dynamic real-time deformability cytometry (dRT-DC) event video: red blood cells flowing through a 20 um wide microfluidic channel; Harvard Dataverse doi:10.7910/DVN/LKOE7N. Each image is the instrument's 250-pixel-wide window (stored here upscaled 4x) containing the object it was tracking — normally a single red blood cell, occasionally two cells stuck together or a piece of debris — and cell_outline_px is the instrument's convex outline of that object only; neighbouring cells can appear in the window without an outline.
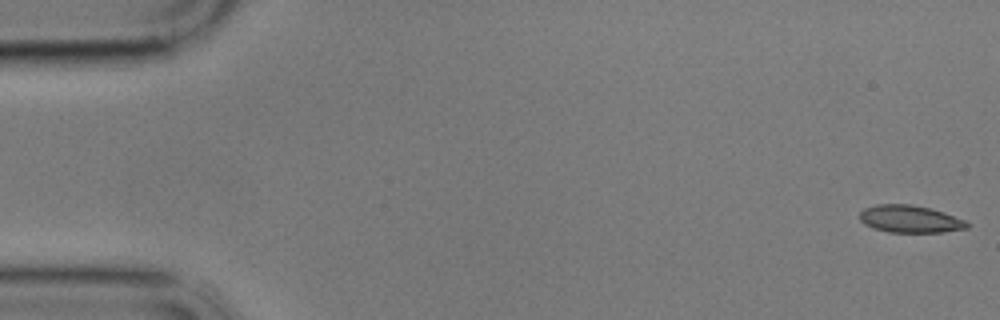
{"species": "common noctule bat (a hibernating species)", "species_latin": "Nyctalus noctula", "temperature_condition": "cold", "stored_images_in_passage": 53, "camera_frame_rate_fps": 3000, "um_per_image_px": 0.085, "animal": {"sex": "male", "body_mass_g": 17.9}, "frame": {"image": 1, "passage_image": 1, "time_ms": 0.0, "image_size_px": [1000, 320], "cell_outline_px": [[968, 228], [944, 232], [888, 232], [872, 228], [864, 224], [860, 220], [860, 212], [864, 208], [876, 204], [912, 204], [944, 212], [964, 220], [968, 224]], "centroid_in_image_um": [77.31, 18.61], "position_along_channel_um": 7.7, "area_um2": 17.11}}
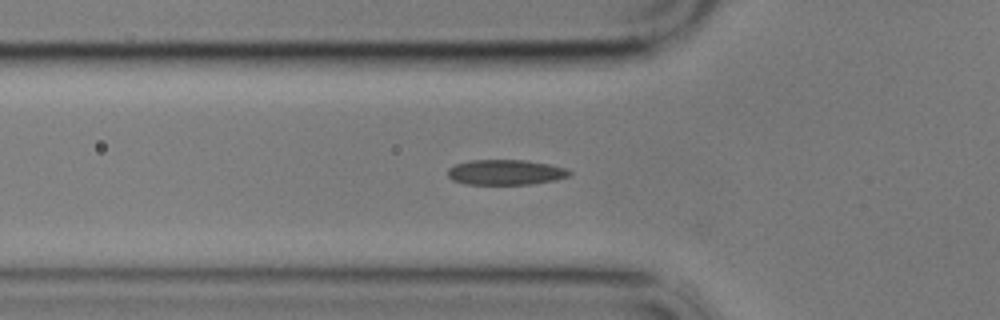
{"frame": {"image": 2, "passage_image": 19, "time_ms": 6.0, "image_size_px": [1000, 320], "cell_outline_px": [[572, 176], [556, 180], [532, 184], [464, 184], [452, 180], [448, 176], [448, 168], [456, 164], [468, 160], [524, 160], [548, 164], [568, 168], [572, 172]], "centroid_in_image_um": [43.01, 14.64], "position_along_channel_um": 82.8, "area_um2": 18.09}}
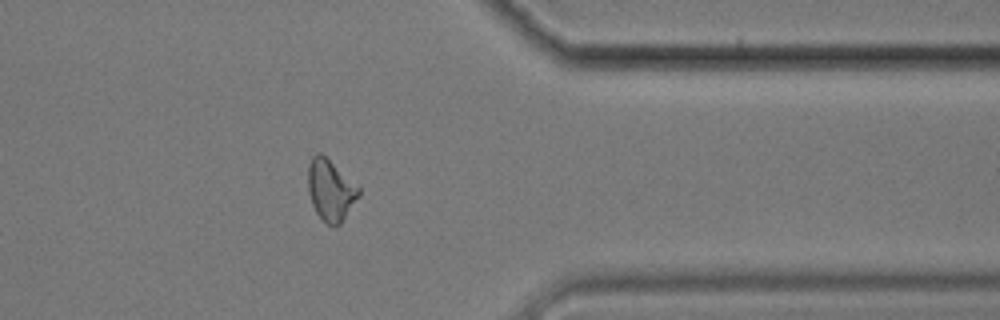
{"frame": {"image": 3, "passage_image": 46, "time_ms": 15.0, "image_size_px": [1000, 320], "cell_outline_px": [[360, 196], [340, 224], [328, 224], [316, 212], [312, 204], [308, 192], [308, 164], [312, 156], [316, 152], [320, 152], [360, 188]], "centroid_in_image_um": [28.09, 16.14], "position_along_channel_um": 383.3, "area_um2": 17.8}}